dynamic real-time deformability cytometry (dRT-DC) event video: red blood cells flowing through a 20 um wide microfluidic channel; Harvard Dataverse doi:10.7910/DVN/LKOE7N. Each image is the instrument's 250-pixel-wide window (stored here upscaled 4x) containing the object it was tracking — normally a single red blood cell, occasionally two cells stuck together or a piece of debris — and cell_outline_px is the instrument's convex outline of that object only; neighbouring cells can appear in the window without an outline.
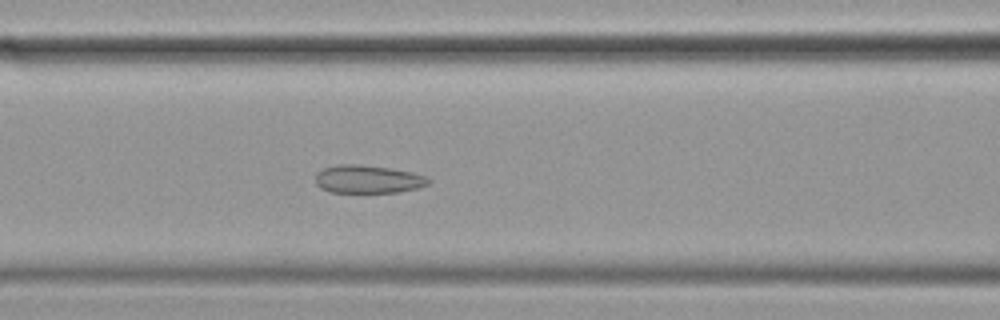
{"species": "common noctule bat (a hibernating species)", "species_latin": "Nyctalus noctula", "temperature_condition": "cold", "stored_images_in_passage": 52, "camera_frame_rate_fps": 3000, "um_per_image_px": 0.085, "animal": {"sex": "female", "body_mass_g": 19.9}, "frame": {"image": 1, "passage_image": 18, "time_ms": 5.667, "image_size_px": [1000, 320], "cell_outline_px": [[432, 180], [428, 184], [416, 188], [400, 192], [328, 192], [320, 188], [316, 184], [316, 172], [324, 168], [340, 164], [360, 164], [392, 168], [424, 176]], "centroid_in_image_um": [31.24, 15.23], "position_along_channel_um": 135.4, "area_um2": 18.44}}
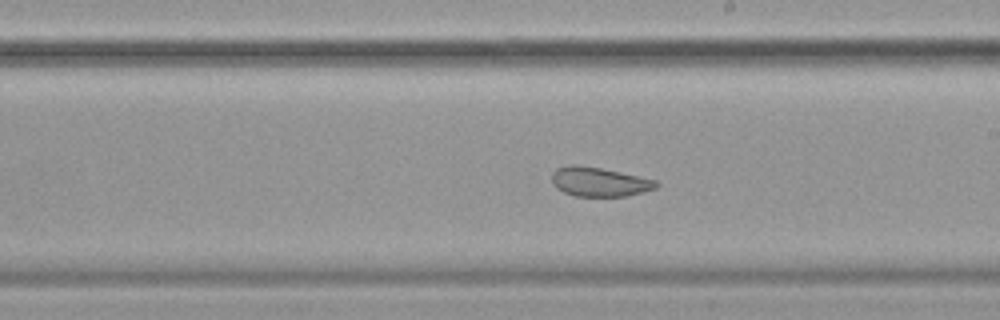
{"frame": {"image": 2, "passage_image": 27, "time_ms": 8.667, "image_size_px": [1000, 320], "cell_outline_px": [[660, 184], [656, 188], [628, 196], [572, 196], [556, 188], [552, 184], [552, 172], [556, 168], [572, 164], [576, 164], [600, 168], [656, 180]], "centroid_in_image_um": [50.9, 15.46], "position_along_channel_um": 238.1, "area_um2": 17.8}}
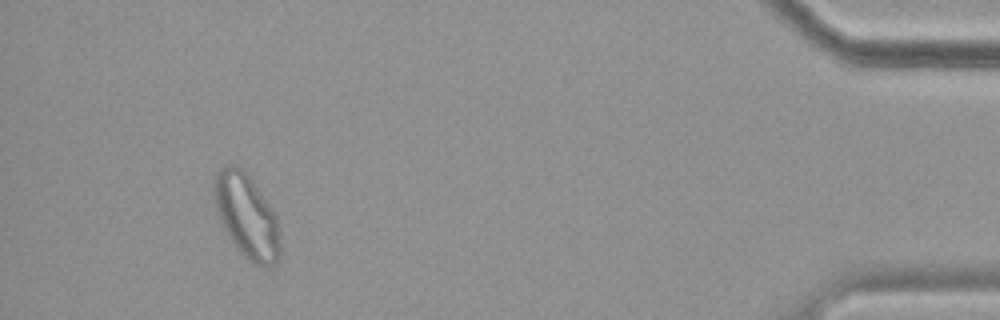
{"frame": {"image": 3, "passage_image": 48, "time_ms": 15.667, "image_size_px": [1000, 320], "cell_outline_px": [[280, 256], [268, 268], [264, 268], [252, 264], [240, 252], [228, 236], [220, 220], [216, 208], [216, 176], [220, 168], [228, 164], [236, 164], [252, 180], [276, 216], [280, 228]], "centroid_in_image_um": [21.01, 18.43], "position_along_channel_um": 414.2, "area_um2": 31.73}, "authors_computed_cell_mechanics": {"area_um2": 21.7328, "velocity_mm_per_s": 3.4407, "shape_relaxation_time_tau1_ms": null, "shape_relaxation_time_tau2_ms": 1.5639, "deformation_change_tau1": null, "deformation_change_tau2": 0.0588}}